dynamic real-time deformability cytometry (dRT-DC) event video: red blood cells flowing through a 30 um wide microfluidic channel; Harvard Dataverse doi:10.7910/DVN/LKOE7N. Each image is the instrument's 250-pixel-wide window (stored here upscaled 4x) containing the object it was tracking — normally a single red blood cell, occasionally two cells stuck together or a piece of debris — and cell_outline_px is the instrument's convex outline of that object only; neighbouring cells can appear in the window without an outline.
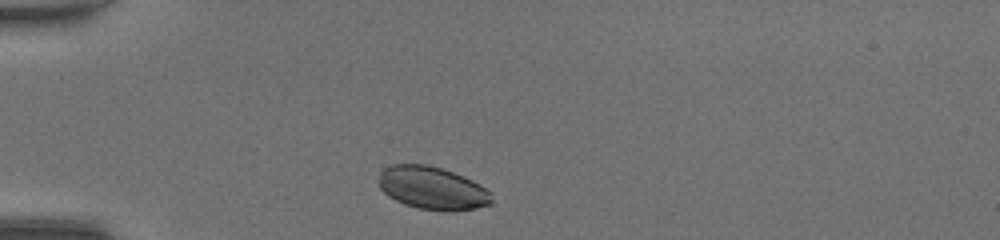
{"species": "common noctule bat (a hibernating species)", "species_latin": "Nyctalus noctula", "temperature_condition": "room temperature", "stored_images_in_passage": 30, "camera_frame_rate_fps": 3000, "um_per_image_px": 0.085, "animal": {"sex": "female", "body_mass_g": 20.0, "forearm_length_mm": 54.0}, "frame": {"image": 1, "passage_image": 2, "time_ms": 0.333, "image_size_px": [1000, 240], "cell_outline_px": [[492, 204], [476, 208], [452, 212], [448, 212], [420, 208], [404, 204], [388, 196], [380, 188], [380, 172], [384, 168], [392, 164], [424, 164], [440, 168], [452, 172], [472, 180], [484, 188], [488, 192], [492, 200]], "centroid_in_image_um": [36.74, 16.0], "position_along_channel_um": 48.3, "area_um2": 27.98}}
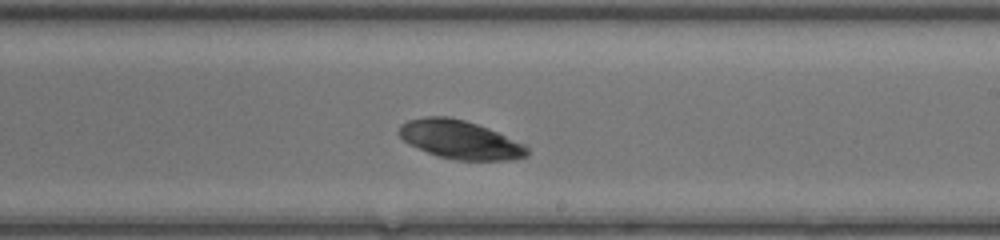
{"frame": {"image": 2, "passage_image": 18, "time_ms": 5.667, "image_size_px": [1000, 240], "cell_outline_px": [[528, 156], [512, 160], [456, 160], [440, 156], [428, 152], [404, 140], [400, 136], [400, 124], [408, 120], [424, 116], [448, 116], [464, 120], [488, 128], [524, 144], [528, 148]], "centroid_in_image_um": [39.13, 11.86], "position_along_channel_um": 249.9, "area_um2": 28.38}}
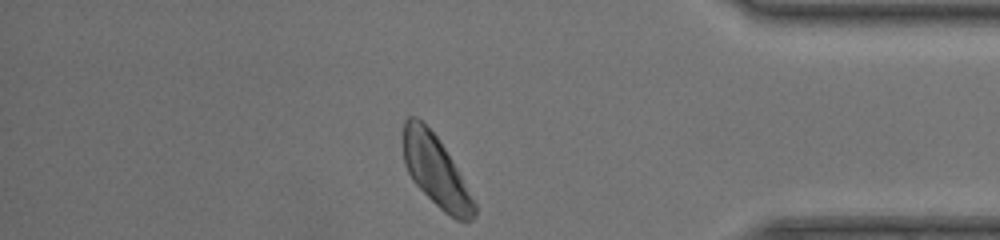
{"frame": {"image": 3, "passage_image": 30, "time_ms": 9.667, "image_size_px": [1000, 240], "cell_outline_px": [[476, 216], [472, 220], [456, 220], [444, 212], [412, 180], [404, 164], [404, 120], [408, 116], [416, 116], [436, 136], [444, 148], [456, 168], [476, 204]], "centroid_in_image_um": [37.04, 14.56], "position_along_channel_um": 398.2, "area_um2": 28.61}, "authors_computed_cell_mechanics": {"area_um2": 28.4954, "velocity_mm_per_s": 4.3098, "shape_relaxation_time_tau1_ms": 0.2023, "shape_relaxation_time_tau2_ms": 6.3176, "deformation_change_tau1": 0.0305, "deformation_change_tau2": 0.0529}}